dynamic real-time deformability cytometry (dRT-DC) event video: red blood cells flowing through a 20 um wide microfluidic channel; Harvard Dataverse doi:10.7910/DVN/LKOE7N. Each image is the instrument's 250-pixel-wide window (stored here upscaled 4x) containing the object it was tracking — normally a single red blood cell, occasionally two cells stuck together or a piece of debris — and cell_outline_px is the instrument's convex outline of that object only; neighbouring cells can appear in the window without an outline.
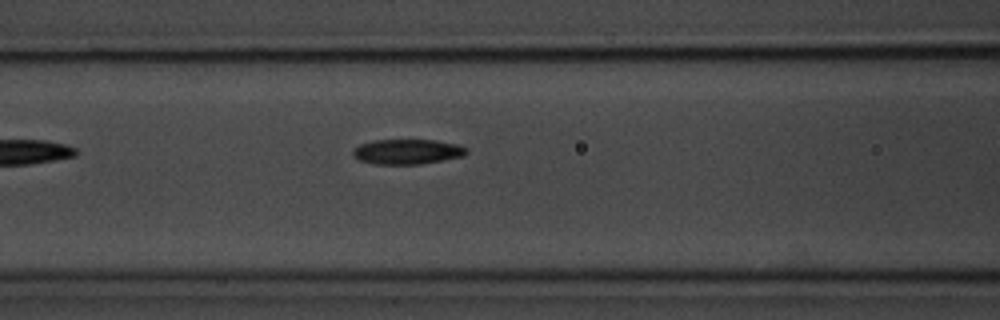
{"species": "common noctule bat (a hibernating species)", "species_latin": "Nyctalus noctula", "temperature_condition": "room temperature", "stored_images_in_passage": 7, "camera_frame_rate_fps": 3000, "um_per_image_px": 0.085, "animal": {"sex": "male", "body_mass_g": 20.1, "forearm_length_mm": 53.5}, "frame": {"image": 1, "passage_image": 7, "time_ms": 7.0, "image_size_px": [1000, 320], "cell_outline_px": [[468, 152], [464, 156], [420, 164], [376, 164], [356, 160], [352, 156], [352, 152], [360, 144], [372, 140], [436, 140], [456, 144], [468, 148]], "centroid_in_image_um": [34.6, 12.89], "position_along_channel_um": 132.0, "area_um2": 16.65}}